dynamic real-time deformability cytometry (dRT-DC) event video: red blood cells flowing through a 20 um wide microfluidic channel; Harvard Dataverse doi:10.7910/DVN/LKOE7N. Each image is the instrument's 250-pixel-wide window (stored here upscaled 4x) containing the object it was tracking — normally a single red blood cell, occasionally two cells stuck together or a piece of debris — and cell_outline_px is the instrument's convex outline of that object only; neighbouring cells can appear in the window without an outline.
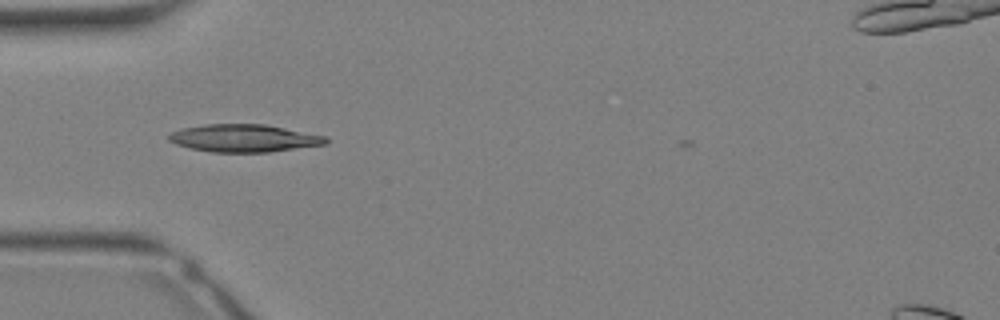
{"species": "Egyptian fruit bat (a non-hibernating species)", "species_latin": "Rousettus aegyptiacus", "temperature_condition": "warm", "stored_images_in_passage": 23, "camera_frame_rate_fps": 3000, "um_per_image_px": 0.085, "animal": {"sex": "female"}, "frame": {"image": 1, "passage_image": 1, "time_ms": 0.0, "image_size_px": [1000, 320], "cell_outline_px": [[328, 144], [268, 152], [212, 152], [188, 148], [176, 144], [168, 140], [168, 136], [172, 132], [180, 128], [204, 124], [264, 124], [324, 136], [328, 140]], "centroid_in_image_um": [20.69, 11.75], "position_along_channel_um": 64.3, "area_um2": 25.2}}
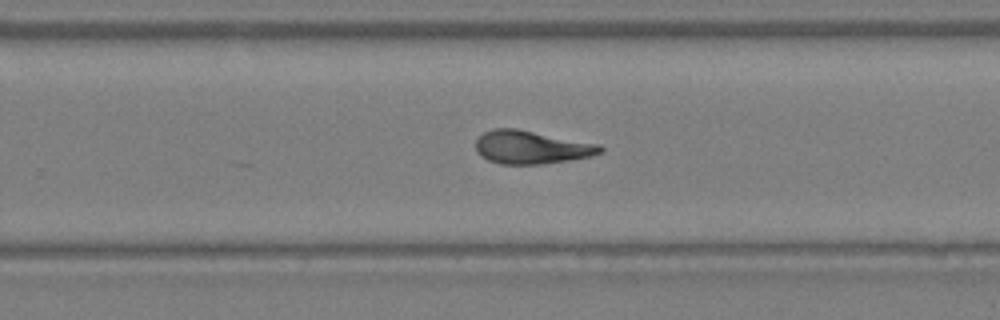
{"frame": {"image": 2, "passage_image": 12, "time_ms": 3.667, "image_size_px": [1000, 320], "cell_outline_px": [[604, 148], [600, 152], [592, 156], [568, 160], [540, 164], [500, 164], [488, 160], [480, 156], [476, 152], [476, 140], [484, 132], [492, 128], [516, 128], [600, 144]], "centroid_in_image_um": [45.14, 12.51], "position_along_channel_um": 284.7, "area_um2": 24.1}}
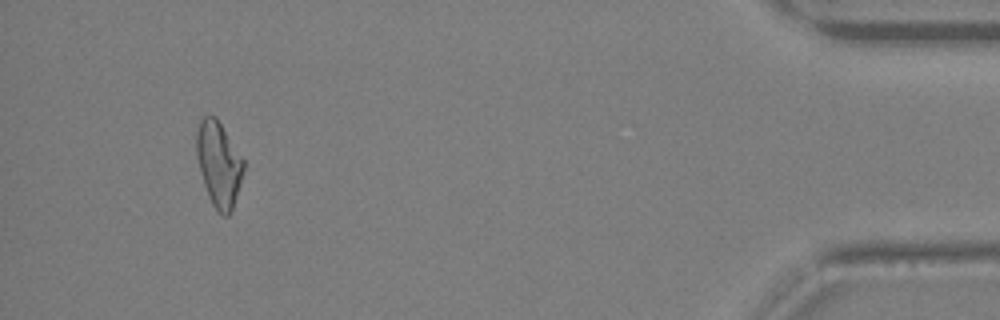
{"frame": {"image": 3, "passage_image": 22, "time_ms": 7.0, "image_size_px": [1000, 320], "cell_outline_px": [[244, 172], [232, 208], [228, 216], [224, 216], [212, 204], [208, 196], [200, 172], [196, 156], [196, 132], [200, 120], [204, 116], [216, 116], [244, 160]], "centroid_in_image_um": [18.58, 13.92], "position_along_channel_um": 416.6, "area_um2": 23.18}}